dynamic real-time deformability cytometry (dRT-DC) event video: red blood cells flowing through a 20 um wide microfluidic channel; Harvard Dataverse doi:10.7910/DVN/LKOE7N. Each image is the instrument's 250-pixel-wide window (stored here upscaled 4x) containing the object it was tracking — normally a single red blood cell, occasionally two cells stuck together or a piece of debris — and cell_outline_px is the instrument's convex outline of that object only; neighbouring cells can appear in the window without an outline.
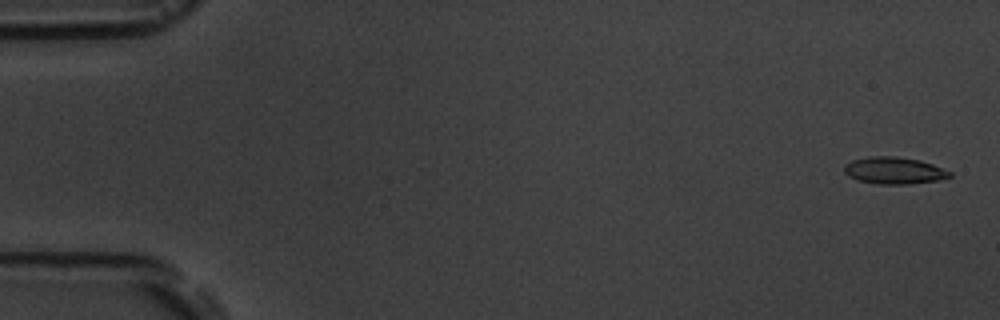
{"species": "common noctule bat (a hibernating species)", "species_latin": "Nyctalus noctula", "temperature_condition": "room temperature", "stored_images_in_passage": 4, "camera_frame_rate_fps": 3000, "um_per_image_px": 0.085, "animal": {"sex": "male", "body_mass_g": 19.5, "forearm_length_mm": 54.6}, "frame": {"image": 1, "passage_image": 1, "time_ms": 0.0, "image_size_px": [1000, 320], "cell_outline_px": [[952, 176], [936, 180], [908, 184], [880, 184], [860, 180], [848, 176], [844, 172], [844, 164], [852, 160], [868, 156], [896, 156], [920, 160], [932, 164], [952, 172]], "centroid_in_image_um": [75.98, 14.48], "position_along_channel_um": 9.0, "area_um2": 16.47}}